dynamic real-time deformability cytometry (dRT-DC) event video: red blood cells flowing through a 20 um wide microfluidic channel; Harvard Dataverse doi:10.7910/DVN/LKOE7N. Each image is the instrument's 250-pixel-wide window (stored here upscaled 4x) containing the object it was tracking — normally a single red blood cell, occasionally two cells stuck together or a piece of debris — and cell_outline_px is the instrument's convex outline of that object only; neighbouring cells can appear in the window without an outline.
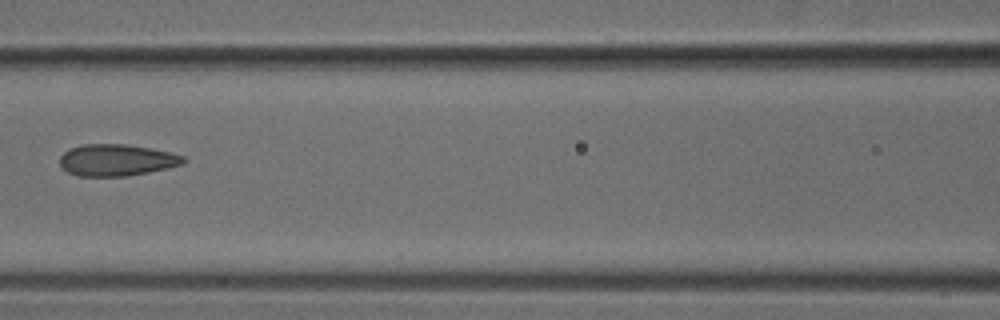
{"species": "common noctule bat (a hibernating species)", "species_latin": "Nyctalus noctula", "temperature_condition": "cold", "stored_images_in_passage": 6, "camera_frame_rate_fps": 3000, "um_per_image_px": 0.085, "animal": {"sex": "male", "body_mass_g": 18.8}, "frame": {"image": 1, "passage_image": 6, "time_ms": 1.667, "image_size_px": [1000, 320], "cell_outline_px": [[188, 160], [184, 164], [148, 172], [128, 176], [76, 176], [68, 172], [60, 164], [60, 156], [64, 152], [72, 148], [84, 144], [128, 144], [172, 152], [184, 156]], "centroid_in_image_um": [9.95, 13.6], "position_along_channel_um": 156.6, "area_um2": 22.89}}